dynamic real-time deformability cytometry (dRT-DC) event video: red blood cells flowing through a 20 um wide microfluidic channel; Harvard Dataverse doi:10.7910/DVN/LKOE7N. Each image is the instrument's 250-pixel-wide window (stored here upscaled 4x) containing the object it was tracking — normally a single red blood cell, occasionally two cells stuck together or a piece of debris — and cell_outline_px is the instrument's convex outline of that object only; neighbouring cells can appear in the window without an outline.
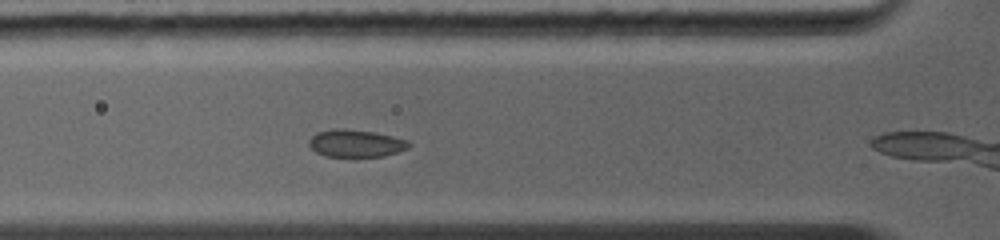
{"species": "common noctule bat (a hibernating species)", "species_latin": "Nyctalus noctula", "temperature_condition": "warm", "stored_images_in_passage": 6, "camera_frame_rate_fps": 5000, "um_per_image_px": 0.085, "animal": {"sex": "female", "body_mass_g": 19.0, "forearm_length_mm": 56.7}, "frame": {"image": 1, "passage_image": 4, "time_ms": 2.0, "image_size_px": [1000, 240], "cell_outline_px": [[412, 144], [408, 148], [384, 156], [324, 156], [316, 152], [308, 144], [308, 140], [316, 132], [332, 128], [344, 128], [376, 132], [408, 140]], "centroid_in_image_um": [30.23, 12.16], "position_along_channel_um": 95.6, "area_um2": 16.07}}
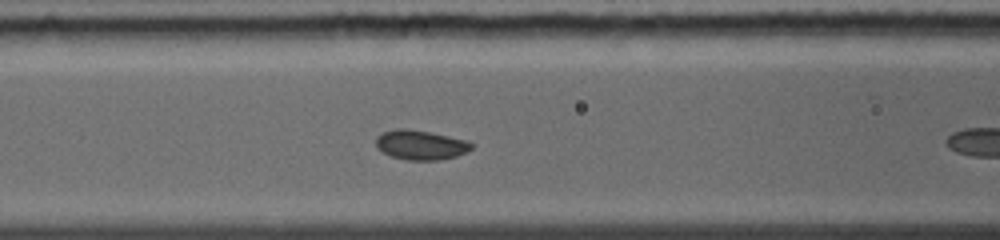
{"frame": {"image": 2, "passage_image": 5, "time_ms": 2.8, "image_size_px": [1000, 240], "cell_outline_px": [[472, 148], [468, 152], [456, 156], [440, 160], [408, 160], [392, 156], [376, 148], [376, 136], [384, 132], [396, 128], [404, 128], [432, 132], [468, 140], [472, 144]], "centroid_in_image_um": [35.77, 12.31], "position_along_channel_um": 130.8, "area_um2": 16.59}}